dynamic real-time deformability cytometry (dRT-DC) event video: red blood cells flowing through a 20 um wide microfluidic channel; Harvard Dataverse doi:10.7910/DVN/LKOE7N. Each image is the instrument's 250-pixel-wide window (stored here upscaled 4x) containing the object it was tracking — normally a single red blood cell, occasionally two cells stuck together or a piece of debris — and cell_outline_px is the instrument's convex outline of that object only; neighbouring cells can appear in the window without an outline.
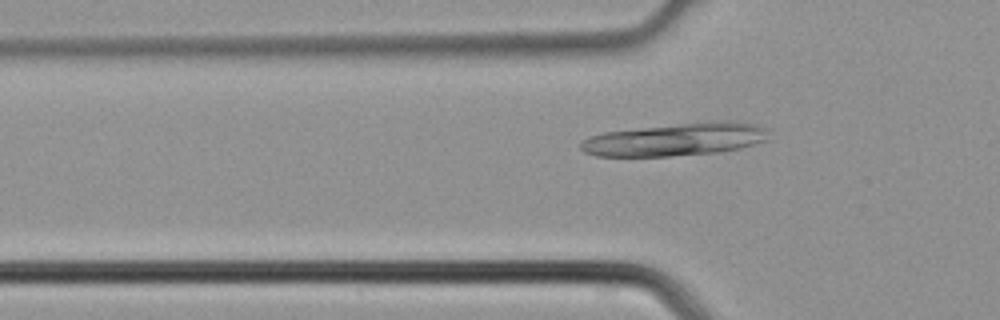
{"species": "common noctule bat (a hibernating species)", "species_latin": "Nyctalus noctula", "temperature_condition": "cold", "stored_images_in_passage": 5, "camera_frame_rate_fps": 3000, "um_per_image_px": 0.085, "animal": {"sex": "male", "body_mass_g": 21.5, "forearm_length_mm": 52.0}, "frame": {"image": 1, "passage_image": 5, "time_ms": 1.333, "image_size_px": [1000, 320], "cell_outline_px": [[772, 128], [768, 140], [740, 148], [720, 152], [668, 156], [596, 156], [584, 152], [580, 148], [580, 140], [588, 136], [604, 132], [708, 120], [736, 120], [756, 124]], "centroid_in_image_um": [57.51, 11.83], "position_along_channel_um": 68.3, "area_um2": 36.76}}